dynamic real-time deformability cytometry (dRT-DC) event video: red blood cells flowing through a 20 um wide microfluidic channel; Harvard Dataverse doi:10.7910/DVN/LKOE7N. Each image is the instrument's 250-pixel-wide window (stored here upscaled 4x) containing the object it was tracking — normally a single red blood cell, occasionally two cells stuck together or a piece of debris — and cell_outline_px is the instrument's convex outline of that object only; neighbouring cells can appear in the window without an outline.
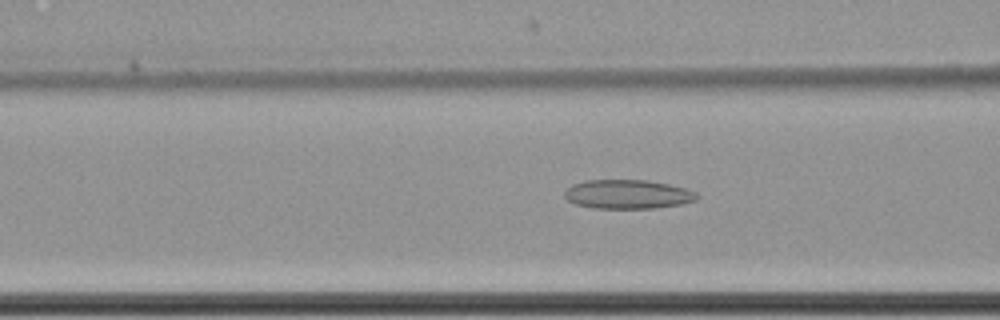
{"species": "common noctule bat (a hibernating species)", "species_latin": "Nyctalus noctula", "temperature_condition": "cold", "stored_images_in_passage": 57, "camera_frame_rate_fps": 3000, "um_per_image_px": 0.085, "animal": {"sex": "female", "body_mass_g": 22.7, "forearm_length_mm": 54.2}, "frame": {"image": 1, "passage_image": 22, "time_ms": 7.0, "image_size_px": [1000, 320], "cell_outline_px": [[700, 196], [696, 200], [684, 204], [656, 208], [592, 208], [576, 204], [568, 200], [564, 196], [564, 192], [572, 184], [584, 180], [648, 180], [668, 184], [684, 188], [696, 192]], "centroid_in_image_um": [53.37, 16.51], "position_along_channel_um": 113.2, "area_um2": 22.54}}
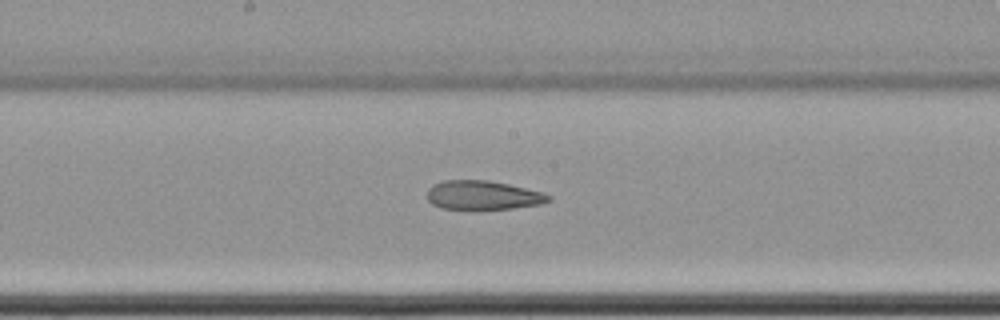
{"frame": {"image": 2, "passage_image": 30, "time_ms": 9.667, "image_size_px": [1000, 320], "cell_outline_px": [[552, 200], [544, 204], [516, 208], [440, 208], [432, 204], [428, 200], [428, 188], [444, 180], [488, 180], [508, 184], [544, 192], [552, 196]], "centroid_in_image_um": [41.12, 16.58], "position_along_channel_um": 207.1, "area_um2": 20.4}}
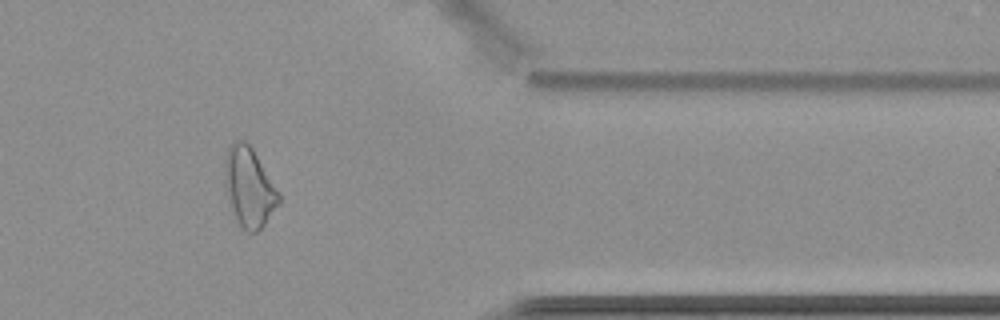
{"frame": {"image": 3, "passage_image": 47, "time_ms": 15.333, "image_size_px": [1000, 320], "cell_outline_px": [[280, 204], [264, 224], [256, 232], [244, 232], [240, 228], [236, 220], [228, 200], [224, 184], [224, 160], [228, 148], [236, 140], [244, 140], [252, 148], [280, 196]], "centroid_in_image_um": [21.13, 15.95], "position_along_channel_um": 390.3, "area_um2": 24.85}, "authors_computed_cell_mechanics": {"area_um2": 24.854, "velocity_mm_per_s": 3.5164, "shape_relaxation_time_tau1_ms": null, "shape_relaxation_time_tau2_ms": 4.1234, "deformation_change_tau1": null, "deformation_change_tau2": 0.1222}}